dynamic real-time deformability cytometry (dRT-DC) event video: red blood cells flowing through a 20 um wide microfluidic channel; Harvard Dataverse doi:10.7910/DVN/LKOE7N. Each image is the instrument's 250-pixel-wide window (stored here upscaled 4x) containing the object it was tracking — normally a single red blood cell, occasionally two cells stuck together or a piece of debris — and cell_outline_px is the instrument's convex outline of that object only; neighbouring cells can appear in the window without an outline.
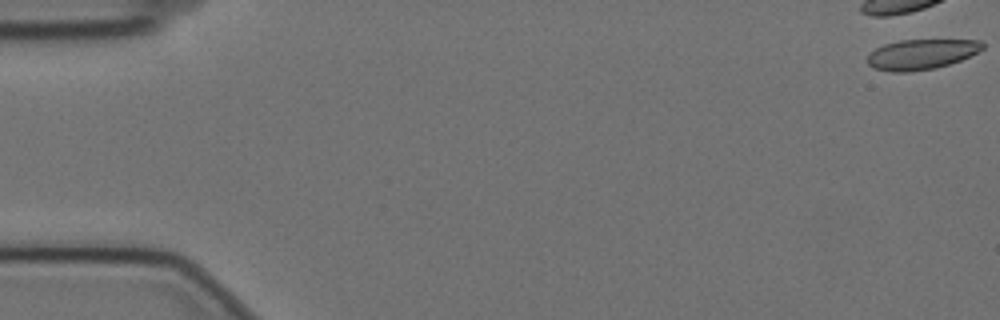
{"species": "Egyptian fruit bat (a non-hibernating species)", "species_latin": "Rousettus aegyptiacus", "temperature_condition": "cold", "stored_images_in_passage": 6, "camera_frame_rate_fps": 3000, "um_per_image_px": 0.085, "animal": {"sex": "female"}, "frame": {"image": 1, "passage_image": 1, "time_ms": 0.0, "image_size_px": [1000, 320], "cell_outline_px": [[984, 48], [960, 60], [936, 68], [908, 72], [892, 72], [872, 68], [868, 64], [868, 56], [876, 48], [884, 44], [900, 40], [980, 40], [984, 44]], "centroid_in_image_um": [78.29, 4.62], "position_along_channel_um": 6.7, "area_um2": 20.11}}